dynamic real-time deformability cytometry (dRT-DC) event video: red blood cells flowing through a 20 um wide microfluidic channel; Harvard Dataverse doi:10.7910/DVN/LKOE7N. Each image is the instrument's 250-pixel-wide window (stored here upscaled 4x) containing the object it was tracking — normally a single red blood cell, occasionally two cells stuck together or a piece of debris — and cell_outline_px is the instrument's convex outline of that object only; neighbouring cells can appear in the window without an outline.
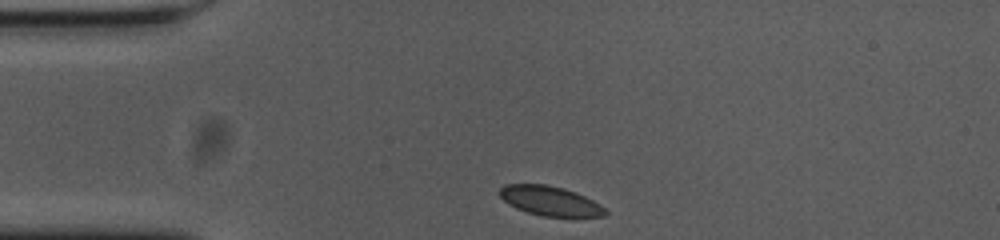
{"species": "common noctule bat (a hibernating species)", "species_latin": "Nyctalus noctula", "temperature_condition": "cold", "stored_images_in_passage": 34, "camera_frame_rate_fps": 3000, "um_per_image_px": 0.085, "animal": {"sex": "female", "body_mass_g": 23.0, "forearm_length_mm": 53.4}, "frame": {"image": 1, "passage_image": 1, "time_ms": 0.0, "image_size_px": [1000, 240], "cell_outline_px": [[608, 212], [604, 216], [544, 216], [528, 212], [516, 208], [508, 204], [500, 196], [500, 188], [504, 184], [544, 184], [564, 188], [576, 192], [600, 204]], "centroid_in_image_um": [46.74, 17.06], "position_along_channel_um": 38.3, "area_um2": 17.98}}
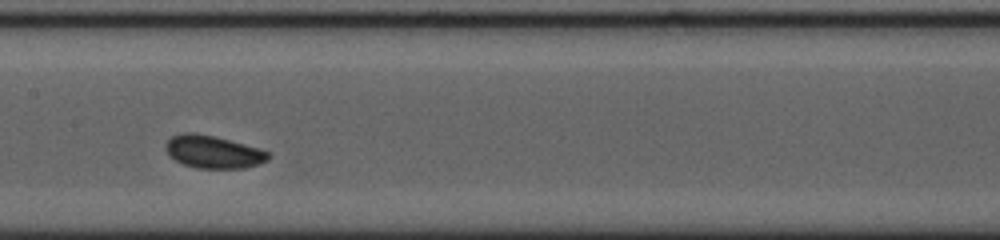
{"frame": {"image": 2, "passage_image": 16, "time_ms": 5.0, "image_size_px": [1000, 240], "cell_outline_px": [[272, 156], [268, 160], [244, 168], [196, 168], [184, 164], [176, 160], [164, 148], [168, 140], [172, 136], [184, 132], [192, 132], [216, 136], [260, 148], [268, 152]], "centroid_in_image_um": [18.15, 12.9], "position_along_channel_um": 189.3, "area_um2": 19.48}}
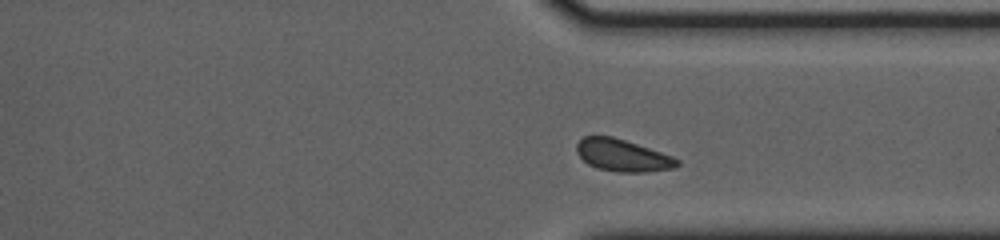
{"frame": {"image": 3, "passage_image": 30, "time_ms": 9.667, "image_size_px": [1000, 240], "cell_outline_px": [[680, 164], [676, 168], [644, 172], [620, 172], [596, 168], [588, 164], [576, 152], [576, 144], [584, 136], [612, 136], [672, 156], [680, 160]], "centroid_in_image_um": [52.92, 13.22], "position_along_channel_um": 358.5, "area_um2": 18.67}}